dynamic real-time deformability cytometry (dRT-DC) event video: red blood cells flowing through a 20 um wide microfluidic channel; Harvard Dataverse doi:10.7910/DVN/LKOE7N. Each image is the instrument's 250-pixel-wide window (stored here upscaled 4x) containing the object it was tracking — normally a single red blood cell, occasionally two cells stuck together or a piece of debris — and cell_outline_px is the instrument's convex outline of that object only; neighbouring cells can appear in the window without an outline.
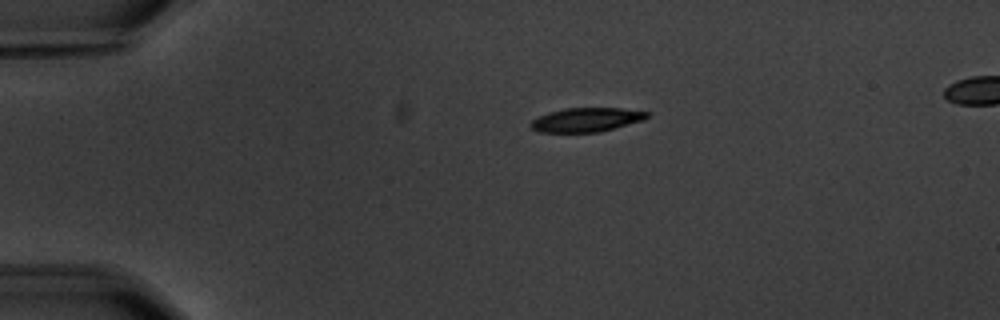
{"species": "common noctule bat (a hibernating species)", "species_latin": "Nyctalus noctula", "temperature_condition": "warm", "stored_images_in_passage": 9, "camera_frame_rate_fps": 3000, "um_per_image_px": 0.085, "animal": {"sex": "male", "body_mass_g": 20.1, "forearm_length_mm": 53.5}, "frame": {"image": 1, "passage_image": 1, "time_ms": 0.0, "image_size_px": [1000, 320], "cell_outline_px": [[652, 116], [644, 120], [616, 128], [600, 132], [540, 132], [532, 128], [528, 124], [532, 120], [548, 112], [564, 108], [620, 108], [652, 112]], "centroid_in_image_um": [49.91, 10.17], "position_along_channel_um": 35.1, "area_um2": 16.53}}
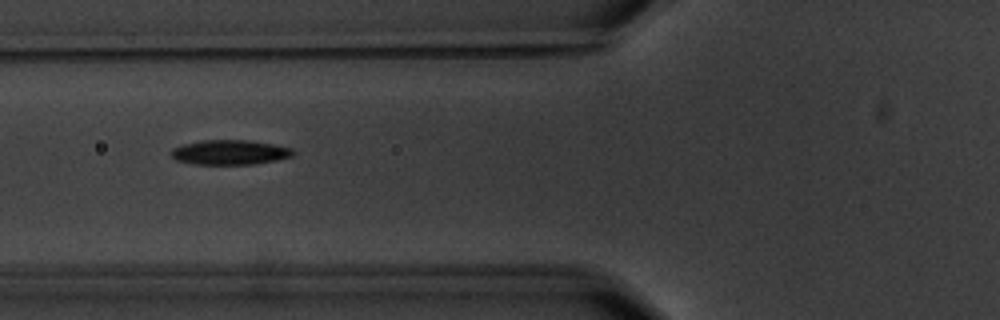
{"frame": {"image": 2, "passage_image": 4, "time_ms": 3.333, "image_size_px": [1000, 320], "cell_outline_px": [[296, 152], [292, 156], [276, 160], [252, 164], [192, 164], [176, 160], [172, 156], [172, 148], [184, 144], [200, 140], [248, 140], [272, 144], [292, 148]], "centroid_in_image_um": [19.54, 12.94], "position_along_channel_um": 106.3, "area_um2": 17.51}}
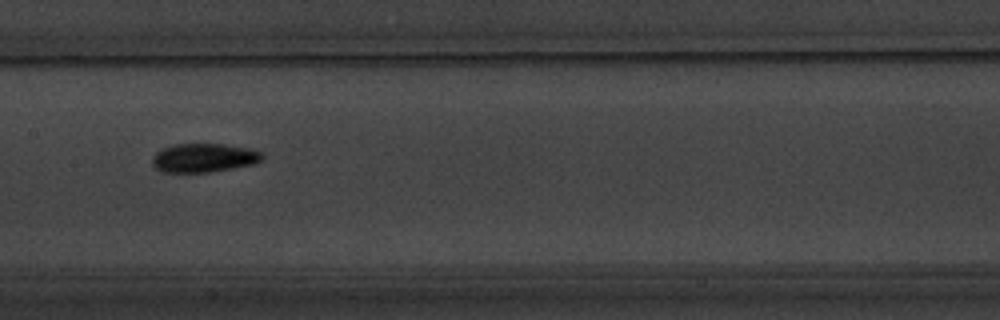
{"frame": {"image": 3, "passage_image": 6, "time_ms": 5.667, "image_size_px": [1000, 320], "cell_outline_px": [[264, 160], [256, 164], [208, 172], [160, 172], [152, 164], [152, 156], [160, 148], [176, 144], [224, 144], [248, 148], [260, 152], [264, 156]], "centroid_in_image_um": [17.32, 13.41], "position_along_channel_um": 190.1, "area_um2": 18.61}}